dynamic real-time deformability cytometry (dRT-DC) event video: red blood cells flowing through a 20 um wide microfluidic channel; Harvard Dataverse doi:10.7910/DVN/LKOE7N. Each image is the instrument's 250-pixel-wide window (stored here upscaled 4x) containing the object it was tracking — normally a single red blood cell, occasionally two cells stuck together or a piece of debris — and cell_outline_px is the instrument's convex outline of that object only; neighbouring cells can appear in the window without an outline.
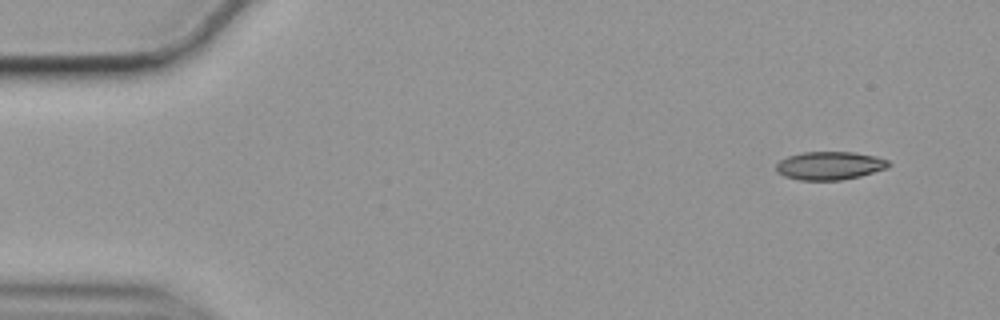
{"species": "common noctule bat (a hibernating species)", "species_latin": "Nyctalus noctula", "temperature_condition": "cold", "stored_images_in_passage": 12, "camera_frame_rate_fps": 3000, "um_per_image_px": 0.085, "animal": {"sex": "female", "body_mass_g": 19.9}, "frame": {"image": 1, "passage_image": 1, "time_ms": 0.0, "image_size_px": [1000, 320], "cell_outline_px": [[892, 164], [888, 168], [860, 176], [840, 180], [800, 180], [784, 176], [776, 172], [776, 164], [780, 160], [788, 156], [804, 152], [852, 152], [876, 156], [888, 160]], "centroid_in_image_um": [70.53, 14.08], "position_along_channel_um": 14.5, "area_um2": 18.55}}
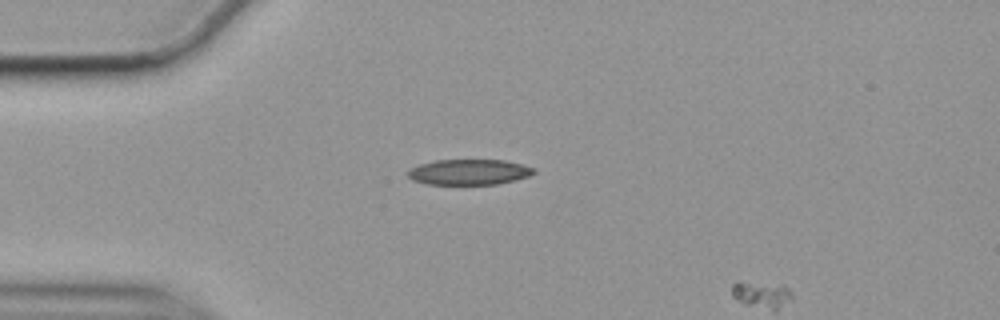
{"frame": {"image": 2, "passage_image": 11, "time_ms": 3.333, "image_size_px": [1000, 320], "cell_outline_px": [[536, 172], [528, 176], [496, 184], [424, 184], [412, 180], [408, 176], [408, 172], [412, 168], [420, 164], [436, 160], [504, 160], [536, 168]], "centroid_in_image_um": [39.86, 14.62], "position_along_channel_um": 45.1, "area_um2": 18.55}}